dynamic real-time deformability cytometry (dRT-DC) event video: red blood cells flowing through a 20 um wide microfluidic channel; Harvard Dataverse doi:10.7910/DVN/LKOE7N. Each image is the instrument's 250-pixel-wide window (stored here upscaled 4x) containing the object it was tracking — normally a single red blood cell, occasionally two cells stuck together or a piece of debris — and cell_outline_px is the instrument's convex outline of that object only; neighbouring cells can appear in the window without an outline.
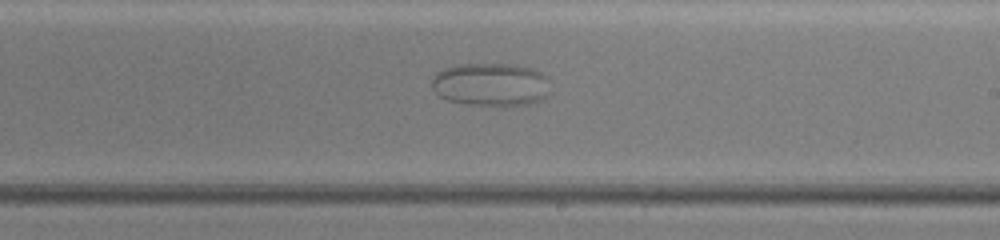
{"species": "common noctule bat (a hibernating species)", "species_latin": "Nyctalus noctula", "temperature_condition": "warm", "stored_images_in_passage": 67, "camera_frame_rate_fps": 3000, "um_per_image_px": 0.085, "animal": {"sex": "female", "body_mass_g": 19.5, "forearm_length_mm": 54.1}, "frame": {"image": 1, "passage_image": 39, "time_ms": 12.667, "image_size_px": [1000, 240], "cell_outline_px": [[548, 96], [544, 100], [528, 104], [496, 108], [464, 104], [448, 100], [440, 96], [432, 88], [432, 80], [444, 68], [460, 64], [516, 64], [544, 72]], "centroid_in_image_um": [41.74, 7.22], "position_along_channel_um": 247.3, "area_um2": 30.29}}
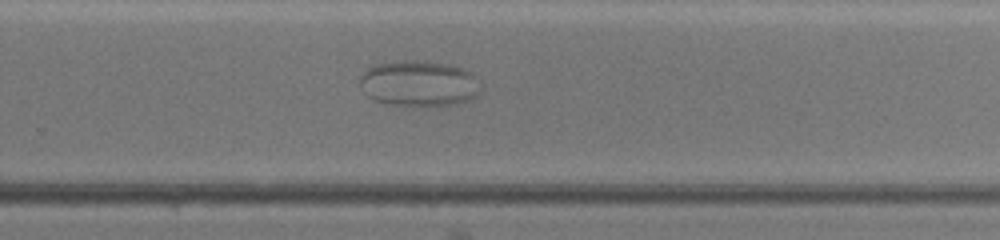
{"frame": {"image": 2, "passage_image": 44, "time_ms": 14.333, "image_size_px": [1000, 240], "cell_outline_px": [[472, 96], [456, 104], [384, 104], [372, 100], [364, 92], [360, 84], [360, 76], [368, 68], [376, 64], [404, 60], [444, 64], [460, 68], [468, 72], [472, 76]], "centroid_in_image_um": [35.39, 7.08], "position_along_channel_um": 294.4, "area_um2": 30.35}}
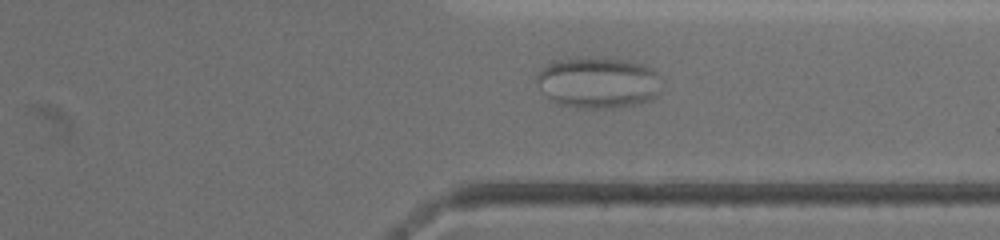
{"frame": {"image": 3, "passage_image": 51, "time_ms": 16.667, "image_size_px": [1000, 240], "cell_outline_px": [[664, 80], [656, 96], [640, 104], [620, 108], [576, 108], [560, 104], [552, 100], [548, 96], [536, 80], [536, 76], [552, 60], [628, 60], [652, 68]], "centroid_in_image_um": [50.92, 7.07], "position_along_channel_um": 360.5, "area_um2": 36.59}}